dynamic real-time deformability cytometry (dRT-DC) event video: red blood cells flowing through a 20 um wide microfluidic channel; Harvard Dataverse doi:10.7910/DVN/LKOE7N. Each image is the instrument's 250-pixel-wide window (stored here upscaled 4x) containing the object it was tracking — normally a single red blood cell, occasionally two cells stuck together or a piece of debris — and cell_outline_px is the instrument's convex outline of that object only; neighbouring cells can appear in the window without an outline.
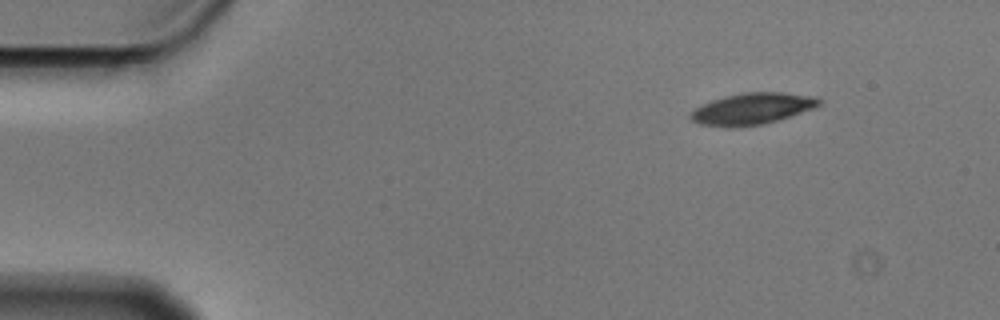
{"species": "Egyptian fruit bat (a non-hibernating species)", "species_latin": "Rousettus aegyptiacus", "temperature_condition": "cold", "stored_images_in_passage": 6, "camera_frame_rate_fps": 3000, "um_per_image_px": 0.085, "animal": {"sex": "male"}, "frame": {"image": 1, "passage_image": 1, "time_ms": 0.0, "image_size_px": [1000, 320], "cell_outline_px": [[820, 104], [812, 108], [776, 120], [760, 124], [732, 128], [700, 124], [692, 120], [688, 116], [696, 108], [712, 100], [724, 96], [744, 92], [780, 92], [812, 96], [820, 100]], "centroid_in_image_um": [63.87, 9.24], "position_along_channel_um": 21.1, "area_um2": 23.06}}
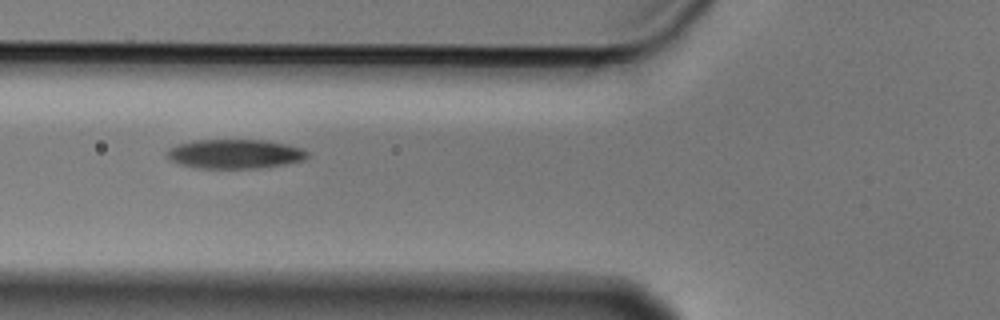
{"frame": {"image": 2, "passage_image": 5, "time_ms": 1.333, "image_size_px": [1000, 320], "cell_outline_px": [[308, 156], [304, 160], [268, 168], [192, 168], [168, 160], [164, 156], [168, 148], [192, 140], [268, 140], [304, 148], [308, 152]], "centroid_in_image_um": [19.96, 13.09], "position_along_channel_um": 105.8, "area_um2": 24.45}}
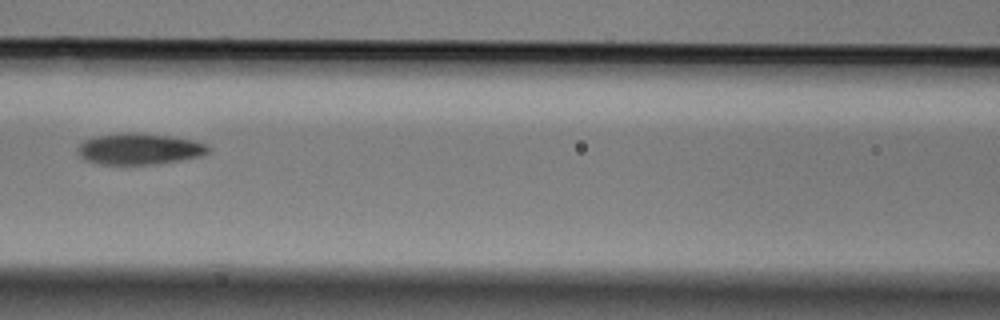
{"frame": {"image": 3, "passage_image": 6, "time_ms": 1.667, "image_size_px": [1000, 320], "cell_outline_px": [[212, 152], [204, 156], [156, 164], [100, 164], [84, 160], [76, 152], [76, 148], [84, 140], [92, 136], [112, 132], [140, 132], [172, 136], [192, 140], [208, 144], [212, 148]], "centroid_in_image_um": [11.85, 12.64], "position_along_channel_um": 154.7, "area_um2": 24.57}}